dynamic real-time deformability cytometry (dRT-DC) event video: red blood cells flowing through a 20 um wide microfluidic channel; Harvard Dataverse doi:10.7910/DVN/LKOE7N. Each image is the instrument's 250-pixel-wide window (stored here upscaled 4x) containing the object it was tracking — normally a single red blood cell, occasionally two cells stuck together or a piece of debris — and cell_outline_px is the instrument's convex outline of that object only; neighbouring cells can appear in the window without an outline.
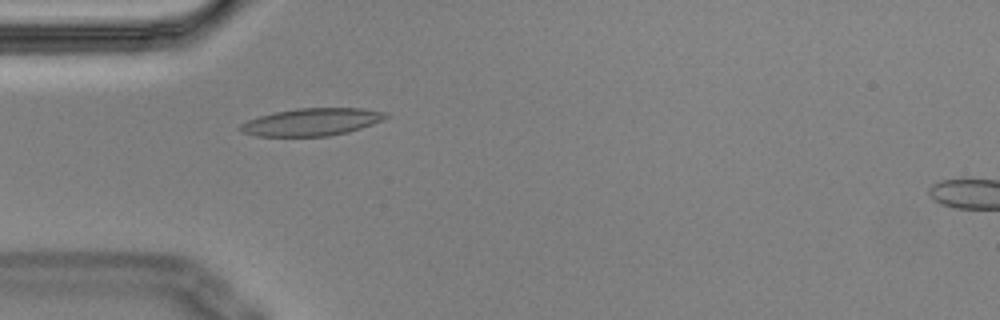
{"species": "Egyptian fruit bat (a non-hibernating species)", "species_latin": "Rousettus aegyptiacus", "temperature_condition": "cold", "stored_images_in_passage": 4, "camera_frame_rate_fps": 3000, "um_per_image_px": 0.085, "animal": {"sex": "male"}, "frame": {"image": 1, "passage_image": 3, "time_ms": 0.667, "image_size_px": [1000, 320], "cell_outline_px": [[392, 116], [372, 124], [348, 132], [328, 136], [256, 136], [240, 132], [236, 128], [240, 124], [248, 120], [260, 116], [276, 112], [296, 108], [360, 108], [388, 112]], "centroid_in_image_um": [26.5, 10.37], "position_along_channel_um": 58.5, "area_um2": 23.41}}